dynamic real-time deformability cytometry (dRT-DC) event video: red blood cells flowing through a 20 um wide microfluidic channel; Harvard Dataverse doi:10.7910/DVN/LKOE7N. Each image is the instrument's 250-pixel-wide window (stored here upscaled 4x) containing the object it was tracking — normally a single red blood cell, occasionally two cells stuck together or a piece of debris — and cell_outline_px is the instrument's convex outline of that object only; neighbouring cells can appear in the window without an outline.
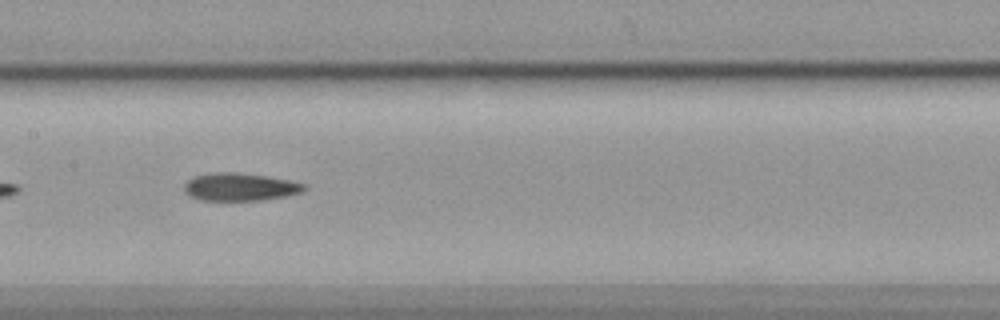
{"species": "common noctule bat (a hibernating species)", "species_latin": "Nyctalus noctula", "temperature_condition": "cold", "stored_images_in_passage": 40, "camera_frame_rate_fps": 3000, "um_per_image_px": 0.085, "animal": {"sex": "female", "body_mass_g": 19.9}, "frame": {"image": 1, "passage_image": 12, "time_ms": 3.667, "image_size_px": [1000, 320], "cell_outline_px": [[308, 188], [304, 192], [288, 196], [264, 200], [200, 200], [184, 192], [184, 184], [192, 176], [208, 172], [236, 172], [268, 176], [292, 180], [308, 184]], "centroid_in_image_um": [20.46, 15.87], "position_along_channel_um": 186.9, "area_um2": 19.94}}
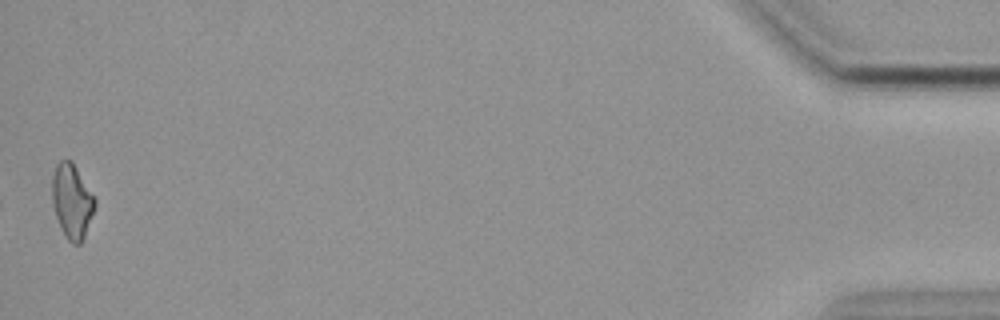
{"frame": {"image": 2, "passage_image": 40, "time_ms": 13.0, "image_size_px": [1000, 320], "cell_outline_px": [[96, 204], [84, 236], [80, 244], [72, 244], [68, 240], [60, 228], [52, 204], [52, 176], [56, 164], [60, 160], [72, 160], [96, 200]], "centroid_in_image_um": [6.1, 17.09], "position_along_channel_um": 429.1, "area_um2": 18.44}}